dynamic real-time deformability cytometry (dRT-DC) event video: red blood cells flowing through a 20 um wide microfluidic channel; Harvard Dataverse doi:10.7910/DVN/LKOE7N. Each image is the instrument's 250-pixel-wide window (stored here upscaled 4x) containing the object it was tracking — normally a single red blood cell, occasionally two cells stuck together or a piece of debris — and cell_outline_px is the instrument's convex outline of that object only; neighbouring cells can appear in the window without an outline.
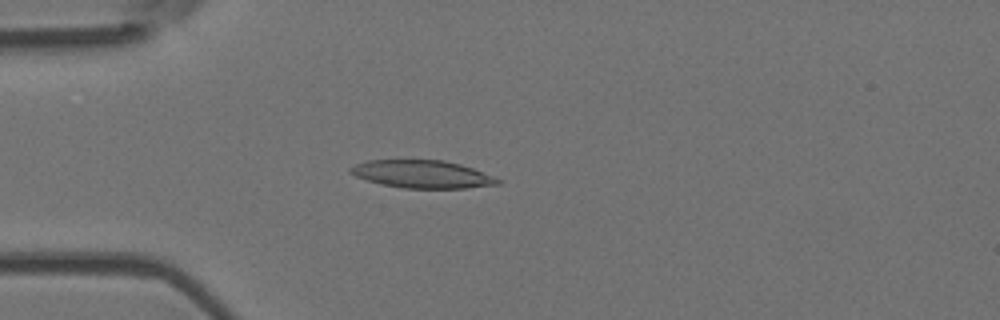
{"species": "Egyptian fruit bat (a non-hibernating species)", "species_latin": "Rousettus aegyptiacus", "temperature_condition": "room temperature", "stored_images_in_passage": 42, "camera_frame_rate_fps": 3000, "um_per_image_px": 0.085, "animal": {"sex": "female"}, "frame": {"image": 1, "passage_image": 6, "time_ms": 1.667, "image_size_px": [1000, 320], "cell_outline_px": [[504, 180], [500, 184], [464, 188], [400, 188], [368, 180], [356, 176], [348, 172], [348, 168], [356, 164], [368, 160], [444, 160], [460, 164], [472, 168]], "centroid_in_image_um": [35.91, 14.8], "position_along_channel_um": 49.1, "area_um2": 23.76}}
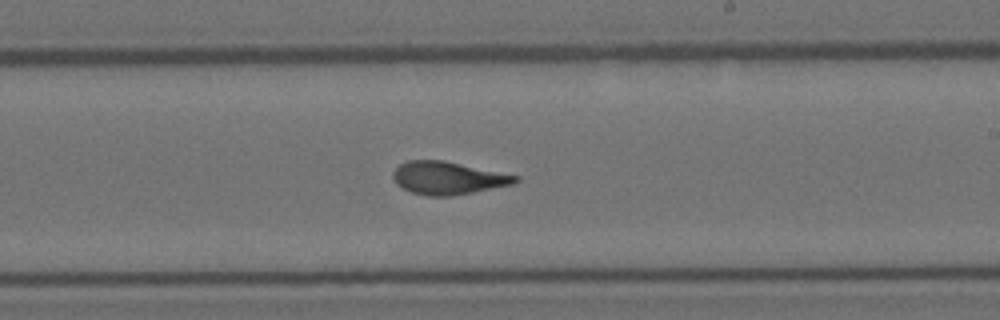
{"frame": {"image": 2, "passage_image": 22, "time_ms": 7.0, "image_size_px": [1000, 320], "cell_outline_px": [[520, 180], [516, 184], [452, 196], [428, 196], [412, 192], [396, 184], [392, 176], [392, 172], [400, 164], [408, 160], [444, 160], [520, 176]], "centroid_in_image_um": [38.11, 15.13], "position_along_channel_um": 250.9, "area_um2": 23.52}}
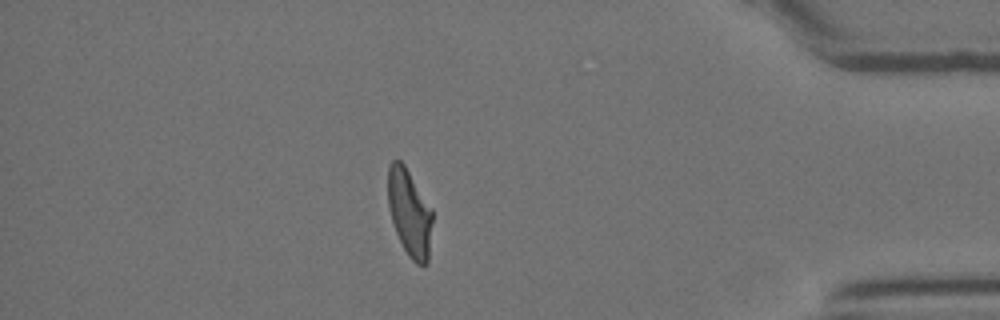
{"frame": {"image": 3, "passage_image": 36, "time_ms": 11.667, "image_size_px": [1000, 320], "cell_outline_px": [[432, 220], [428, 264], [416, 264], [408, 256], [396, 232], [388, 208], [388, 164], [392, 160], [400, 160], [404, 164], [432, 208]], "centroid_in_image_um": [34.81, 18.07], "position_along_channel_um": 400.4, "area_um2": 22.54}, "authors_computed_cell_mechanics": {"area_um2": 23.409, "velocity_mm_per_s": 4.029, "shape_relaxation_time_tau1_ms": 6.583, "shape_relaxation_time_tau2_ms": 1.5714, "deformation_change_tau1": 0.2324, "deformation_change_tau2": 0.0946}}